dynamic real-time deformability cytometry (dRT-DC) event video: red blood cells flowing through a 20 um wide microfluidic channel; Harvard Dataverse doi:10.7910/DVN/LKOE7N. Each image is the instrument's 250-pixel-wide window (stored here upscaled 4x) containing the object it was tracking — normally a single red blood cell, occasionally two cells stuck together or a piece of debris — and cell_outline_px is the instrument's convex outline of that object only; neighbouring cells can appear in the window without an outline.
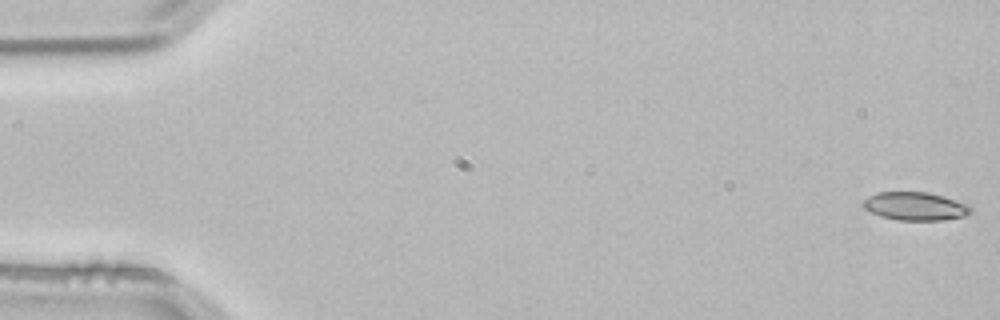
{"species": "common noctule bat (a hibernating species)", "species_latin": "Nyctalus noctula", "temperature_condition": "room temperature", "stored_images_in_passage": 4, "camera_frame_rate_fps": 3000, "um_per_image_px": 0.085, "animal": {"sex": "male", "body_mass_g": 21.5, "forearm_length_mm": 52.0}, "frame": {"image": 1, "passage_image": 1, "time_ms": 0.0, "image_size_px": [1000, 320], "cell_outline_px": [[972, 212], [964, 216], [944, 220], [900, 220], [880, 216], [864, 208], [860, 204], [868, 196], [876, 192], [928, 192], [944, 196], [968, 204], [972, 208]], "centroid_in_image_um": [77.79, 17.52], "position_along_channel_um": 7.2, "area_um2": 17.8}}
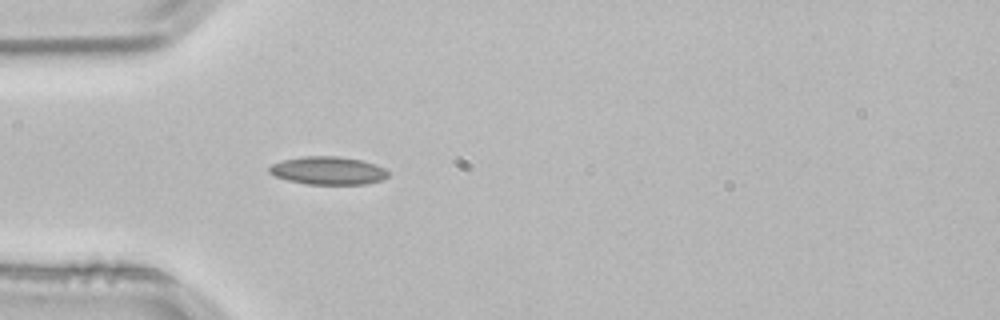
{"frame": {"image": 2, "passage_image": 4, "time_ms": 1.0, "image_size_px": [1000, 320], "cell_outline_px": [[388, 176], [380, 180], [368, 184], [308, 184], [288, 180], [276, 176], [268, 172], [268, 168], [272, 164], [284, 160], [300, 156], [336, 156], [364, 160], [376, 164], [384, 168], [388, 172]], "centroid_in_image_um": [27.9, 14.49], "position_along_channel_um": 57.1, "area_um2": 19.42}}